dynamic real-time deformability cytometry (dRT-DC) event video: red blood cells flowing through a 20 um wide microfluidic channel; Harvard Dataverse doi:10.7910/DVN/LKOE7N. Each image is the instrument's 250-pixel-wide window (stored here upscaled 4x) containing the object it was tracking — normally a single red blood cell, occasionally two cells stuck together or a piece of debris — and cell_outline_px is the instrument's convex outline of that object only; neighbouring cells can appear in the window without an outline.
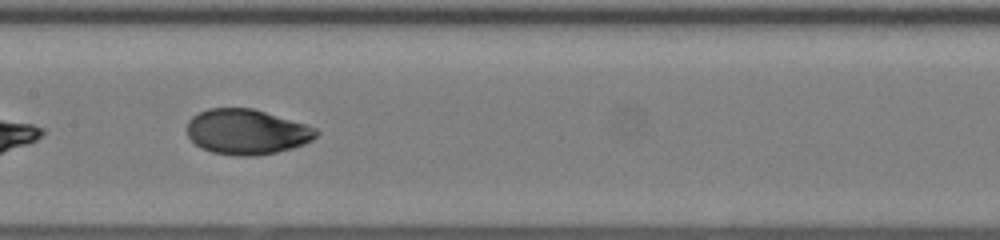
{"species": "human", "species_latin": "Homo sapiens", "temperature_condition": "room temperature", "stored_images_in_passage": 52, "segment_of_instrument_passage": [2, 2], "camera_frame_rate_fps": 3000, "um_per_image_px": 0.085, "donor": {"sex": "female"}, "frame": {"image": 1, "passage_image": 29, "time_ms": 9.333, "image_size_px": [1000, 240], "cell_outline_px": [[320, 132], [312, 140], [304, 144], [292, 148], [276, 152], [256, 156], [236, 156], [212, 152], [200, 148], [188, 136], [188, 120], [192, 116], [208, 108], [252, 108], [304, 124], [316, 128]], "centroid_in_image_um": [20.96, 11.21], "position_along_channel_um": 186.4, "area_um2": 33.93}}
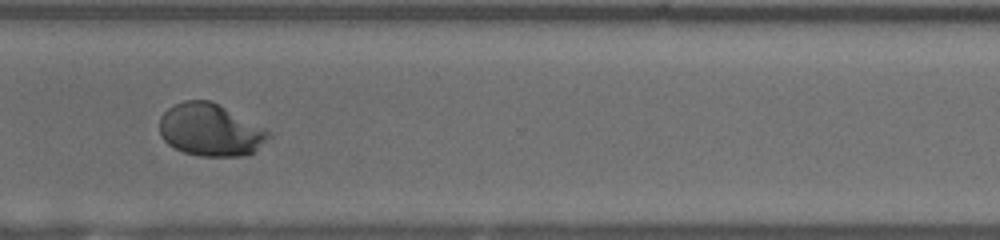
{"frame": {"image": 2, "passage_image": 41, "time_ms": 13.333, "image_size_px": [1000, 240], "cell_outline_px": [[272, 136], [252, 152], [244, 156], [200, 156], [184, 152], [168, 144], [160, 136], [160, 116], [168, 108], [184, 100], [208, 100], [268, 128], [272, 132]], "centroid_in_image_um": [17.9, 11.05], "position_along_channel_um": 352.7, "area_um2": 33.29}}